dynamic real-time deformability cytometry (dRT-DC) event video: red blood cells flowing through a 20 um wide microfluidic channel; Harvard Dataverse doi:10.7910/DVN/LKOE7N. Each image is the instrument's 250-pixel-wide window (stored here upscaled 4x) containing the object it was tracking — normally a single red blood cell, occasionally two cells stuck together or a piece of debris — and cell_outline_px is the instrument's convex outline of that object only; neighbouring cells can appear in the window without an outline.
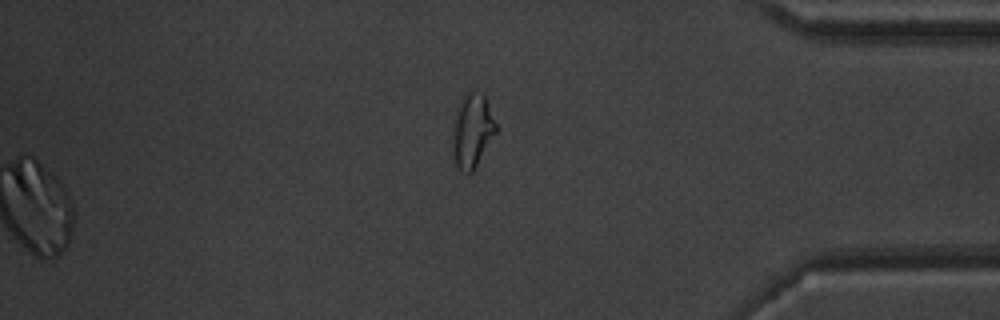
{"species": "common noctule bat (a hibernating species)", "species_latin": "Nyctalus noctula", "temperature_condition": "warm", "stored_images_in_passage": 54, "segment_of_instrument_passage": [2, 2], "camera_frame_rate_fps": 3000, "um_per_image_px": 0.085, "animal": {"sex": "male", "body_mass_g": 20.1, "forearm_length_mm": 53.5}, "frame": {"image": 1, "passage_image": 54, "time_ms": 17.667, "image_size_px": [1000, 320], "cell_outline_px": [[496, 132], [472, 172], [460, 172], [456, 164], [452, 144], [452, 120], [460, 100], [468, 92], [484, 92], [496, 124]], "centroid_in_image_um": [40.11, 11.08], "position_along_channel_um": 395.1, "area_um2": 18.67}}